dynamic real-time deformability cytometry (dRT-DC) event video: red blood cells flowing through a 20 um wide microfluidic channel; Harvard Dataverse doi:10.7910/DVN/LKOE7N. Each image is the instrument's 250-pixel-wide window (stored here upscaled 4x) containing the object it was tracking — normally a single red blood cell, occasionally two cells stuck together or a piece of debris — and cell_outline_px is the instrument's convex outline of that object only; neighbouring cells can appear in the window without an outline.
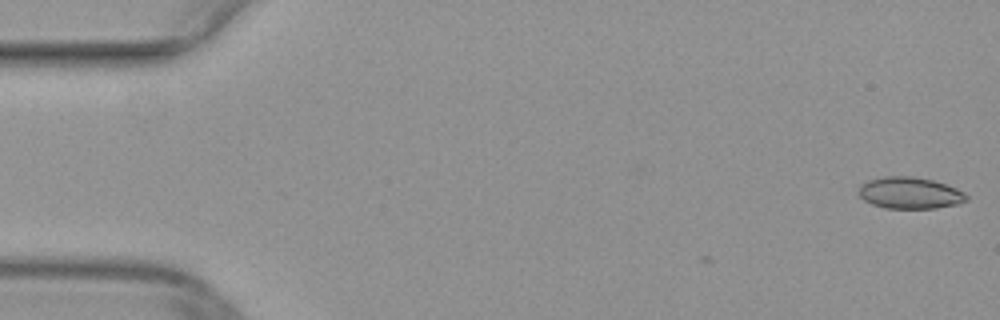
{"species": "common noctule bat (a hibernating species)", "species_latin": "Nyctalus noctula", "temperature_condition": "warm", "stored_images_in_passage": 2, "camera_frame_rate_fps": 3000, "um_per_image_px": 0.085, "animal": {"sex": "female", "body_mass_g": 29.2, "forearm_length_mm": 56.3}, "frame": {"image": 1, "passage_image": 2, "time_ms": 0.333, "image_size_px": [1000, 320], "cell_outline_px": [[968, 200], [956, 204], [936, 208], [884, 208], [872, 204], [864, 200], [860, 196], [860, 188], [868, 180], [884, 176], [912, 176], [932, 180], [956, 188], [964, 192], [968, 196]], "centroid_in_image_um": [77.36, 16.4], "position_along_channel_um": 7.6, "area_um2": 19.65}}